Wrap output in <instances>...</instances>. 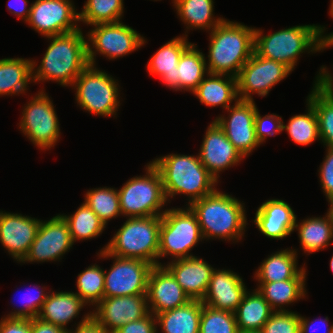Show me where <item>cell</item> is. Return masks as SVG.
Segmentation results:
<instances>
[{"instance_id": "cell-1", "label": "cell", "mask_w": 333, "mask_h": 333, "mask_svg": "<svg viewBox=\"0 0 333 333\" xmlns=\"http://www.w3.org/2000/svg\"><path fill=\"white\" fill-rule=\"evenodd\" d=\"M46 38L51 41L39 66L32 59L33 83L54 81L62 87H72L76 78L89 65L87 41L82 28Z\"/></svg>"}, {"instance_id": "cell-2", "label": "cell", "mask_w": 333, "mask_h": 333, "mask_svg": "<svg viewBox=\"0 0 333 333\" xmlns=\"http://www.w3.org/2000/svg\"><path fill=\"white\" fill-rule=\"evenodd\" d=\"M188 206L197 216L204 240L242 241L249 224L243 201L217 188Z\"/></svg>"}, {"instance_id": "cell-3", "label": "cell", "mask_w": 333, "mask_h": 333, "mask_svg": "<svg viewBox=\"0 0 333 333\" xmlns=\"http://www.w3.org/2000/svg\"><path fill=\"white\" fill-rule=\"evenodd\" d=\"M151 162L160 173L168 202L183 194L189 198L185 205L188 206L217 189L218 181L201 163L198 154L172 153L154 158Z\"/></svg>"}, {"instance_id": "cell-4", "label": "cell", "mask_w": 333, "mask_h": 333, "mask_svg": "<svg viewBox=\"0 0 333 333\" xmlns=\"http://www.w3.org/2000/svg\"><path fill=\"white\" fill-rule=\"evenodd\" d=\"M255 27L226 18L209 32L208 73L237 77L254 53Z\"/></svg>"}, {"instance_id": "cell-5", "label": "cell", "mask_w": 333, "mask_h": 333, "mask_svg": "<svg viewBox=\"0 0 333 333\" xmlns=\"http://www.w3.org/2000/svg\"><path fill=\"white\" fill-rule=\"evenodd\" d=\"M255 28L254 52L262 57L280 62L294 71L302 53H317L328 49L322 40L319 24L296 25L267 35Z\"/></svg>"}, {"instance_id": "cell-6", "label": "cell", "mask_w": 333, "mask_h": 333, "mask_svg": "<svg viewBox=\"0 0 333 333\" xmlns=\"http://www.w3.org/2000/svg\"><path fill=\"white\" fill-rule=\"evenodd\" d=\"M161 216L129 217L114 233L106 250L121 258L139 259L158 265Z\"/></svg>"}, {"instance_id": "cell-7", "label": "cell", "mask_w": 333, "mask_h": 333, "mask_svg": "<svg viewBox=\"0 0 333 333\" xmlns=\"http://www.w3.org/2000/svg\"><path fill=\"white\" fill-rule=\"evenodd\" d=\"M204 241L196 214L189 206L167 208L161 215L159 231L158 265L161 258L171 261L193 257L192 249ZM170 256V257H168Z\"/></svg>"}, {"instance_id": "cell-8", "label": "cell", "mask_w": 333, "mask_h": 333, "mask_svg": "<svg viewBox=\"0 0 333 333\" xmlns=\"http://www.w3.org/2000/svg\"><path fill=\"white\" fill-rule=\"evenodd\" d=\"M145 174L134 176L118 190L123 217L161 216L168 205L160 173L150 161Z\"/></svg>"}, {"instance_id": "cell-9", "label": "cell", "mask_w": 333, "mask_h": 333, "mask_svg": "<svg viewBox=\"0 0 333 333\" xmlns=\"http://www.w3.org/2000/svg\"><path fill=\"white\" fill-rule=\"evenodd\" d=\"M117 81L107 71L88 65L71 87L75 90L77 105L92 115L117 117L121 105V88Z\"/></svg>"}, {"instance_id": "cell-10", "label": "cell", "mask_w": 333, "mask_h": 333, "mask_svg": "<svg viewBox=\"0 0 333 333\" xmlns=\"http://www.w3.org/2000/svg\"><path fill=\"white\" fill-rule=\"evenodd\" d=\"M43 89L22 107L18 128L34 146L46 151L60 140L61 129L53 100Z\"/></svg>"}, {"instance_id": "cell-11", "label": "cell", "mask_w": 333, "mask_h": 333, "mask_svg": "<svg viewBox=\"0 0 333 333\" xmlns=\"http://www.w3.org/2000/svg\"><path fill=\"white\" fill-rule=\"evenodd\" d=\"M91 27L93 28L85 35L89 65L96 66L97 55L109 60L123 58L140 50L147 43L143 35L122 21L101 23Z\"/></svg>"}, {"instance_id": "cell-12", "label": "cell", "mask_w": 333, "mask_h": 333, "mask_svg": "<svg viewBox=\"0 0 333 333\" xmlns=\"http://www.w3.org/2000/svg\"><path fill=\"white\" fill-rule=\"evenodd\" d=\"M98 259H112L109 270H104V297H122L146 294L149 274L153 264L109 254L106 250L97 253Z\"/></svg>"}, {"instance_id": "cell-13", "label": "cell", "mask_w": 333, "mask_h": 333, "mask_svg": "<svg viewBox=\"0 0 333 333\" xmlns=\"http://www.w3.org/2000/svg\"><path fill=\"white\" fill-rule=\"evenodd\" d=\"M291 72L288 66L262 58L254 52L236 77L239 100L254 101V94L260 97L267 96L271 89Z\"/></svg>"}, {"instance_id": "cell-14", "label": "cell", "mask_w": 333, "mask_h": 333, "mask_svg": "<svg viewBox=\"0 0 333 333\" xmlns=\"http://www.w3.org/2000/svg\"><path fill=\"white\" fill-rule=\"evenodd\" d=\"M25 23L44 38L80 29L72 0H35Z\"/></svg>"}, {"instance_id": "cell-15", "label": "cell", "mask_w": 333, "mask_h": 333, "mask_svg": "<svg viewBox=\"0 0 333 333\" xmlns=\"http://www.w3.org/2000/svg\"><path fill=\"white\" fill-rule=\"evenodd\" d=\"M73 245L67 222L57 214L41 221L28 254L20 263L60 261Z\"/></svg>"}, {"instance_id": "cell-16", "label": "cell", "mask_w": 333, "mask_h": 333, "mask_svg": "<svg viewBox=\"0 0 333 333\" xmlns=\"http://www.w3.org/2000/svg\"><path fill=\"white\" fill-rule=\"evenodd\" d=\"M256 110L255 101L238 100L226 110L227 117L220 114L214 119L244 158L261 145L255 132Z\"/></svg>"}, {"instance_id": "cell-17", "label": "cell", "mask_w": 333, "mask_h": 333, "mask_svg": "<svg viewBox=\"0 0 333 333\" xmlns=\"http://www.w3.org/2000/svg\"><path fill=\"white\" fill-rule=\"evenodd\" d=\"M149 313L146 294L104 297L91 311V315L109 333H114L123 325L137 321Z\"/></svg>"}, {"instance_id": "cell-18", "label": "cell", "mask_w": 333, "mask_h": 333, "mask_svg": "<svg viewBox=\"0 0 333 333\" xmlns=\"http://www.w3.org/2000/svg\"><path fill=\"white\" fill-rule=\"evenodd\" d=\"M198 156L201 163L218 183L221 182L219 181L221 172L237 166L245 159L228 140L215 120L207 126Z\"/></svg>"}, {"instance_id": "cell-19", "label": "cell", "mask_w": 333, "mask_h": 333, "mask_svg": "<svg viewBox=\"0 0 333 333\" xmlns=\"http://www.w3.org/2000/svg\"><path fill=\"white\" fill-rule=\"evenodd\" d=\"M41 221L21 213L0 211V244L17 263L28 254Z\"/></svg>"}, {"instance_id": "cell-20", "label": "cell", "mask_w": 333, "mask_h": 333, "mask_svg": "<svg viewBox=\"0 0 333 333\" xmlns=\"http://www.w3.org/2000/svg\"><path fill=\"white\" fill-rule=\"evenodd\" d=\"M149 311L155 316L167 310L186 305L190 298L165 266H154L147 285Z\"/></svg>"}, {"instance_id": "cell-21", "label": "cell", "mask_w": 333, "mask_h": 333, "mask_svg": "<svg viewBox=\"0 0 333 333\" xmlns=\"http://www.w3.org/2000/svg\"><path fill=\"white\" fill-rule=\"evenodd\" d=\"M243 278L231 269H214L202 303L217 310L235 313L248 290Z\"/></svg>"}, {"instance_id": "cell-22", "label": "cell", "mask_w": 333, "mask_h": 333, "mask_svg": "<svg viewBox=\"0 0 333 333\" xmlns=\"http://www.w3.org/2000/svg\"><path fill=\"white\" fill-rule=\"evenodd\" d=\"M177 280L190 300L202 301L214 267L199 256L177 259L164 265Z\"/></svg>"}, {"instance_id": "cell-23", "label": "cell", "mask_w": 333, "mask_h": 333, "mask_svg": "<svg viewBox=\"0 0 333 333\" xmlns=\"http://www.w3.org/2000/svg\"><path fill=\"white\" fill-rule=\"evenodd\" d=\"M297 215L282 199H268L258 207L252 220L257 229L270 239H284L294 232Z\"/></svg>"}, {"instance_id": "cell-24", "label": "cell", "mask_w": 333, "mask_h": 333, "mask_svg": "<svg viewBox=\"0 0 333 333\" xmlns=\"http://www.w3.org/2000/svg\"><path fill=\"white\" fill-rule=\"evenodd\" d=\"M192 44L188 38L176 36L163 44L148 60L146 70L149 75L158 76L160 81L174 91H180L177 78L178 63L182 53Z\"/></svg>"}, {"instance_id": "cell-25", "label": "cell", "mask_w": 333, "mask_h": 333, "mask_svg": "<svg viewBox=\"0 0 333 333\" xmlns=\"http://www.w3.org/2000/svg\"><path fill=\"white\" fill-rule=\"evenodd\" d=\"M328 68L321 66L315 76L307 100L313 105L318 119L320 143L333 148V88L326 82Z\"/></svg>"}, {"instance_id": "cell-26", "label": "cell", "mask_w": 333, "mask_h": 333, "mask_svg": "<svg viewBox=\"0 0 333 333\" xmlns=\"http://www.w3.org/2000/svg\"><path fill=\"white\" fill-rule=\"evenodd\" d=\"M298 249L286 248L268 255L254 273L257 282L307 279L305 263L298 267Z\"/></svg>"}, {"instance_id": "cell-27", "label": "cell", "mask_w": 333, "mask_h": 333, "mask_svg": "<svg viewBox=\"0 0 333 333\" xmlns=\"http://www.w3.org/2000/svg\"><path fill=\"white\" fill-rule=\"evenodd\" d=\"M88 306L75 292L49 291L37 318L63 327L68 331L67 324L79 318L82 309Z\"/></svg>"}, {"instance_id": "cell-28", "label": "cell", "mask_w": 333, "mask_h": 333, "mask_svg": "<svg viewBox=\"0 0 333 333\" xmlns=\"http://www.w3.org/2000/svg\"><path fill=\"white\" fill-rule=\"evenodd\" d=\"M192 94L205 106H220L227 110L239 100L237 79L229 75L208 73Z\"/></svg>"}, {"instance_id": "cell-29", "label": "cell", "mask_w": 333, "mask_h": 333, "mask_svg": "<svg viewBox=\"0 0 333 333\" xmlns=\"http://www.w3.org/2000/svg\"><path fill=\"white\" fill-rule=\"evenodd\" d=\"M298 231L299 243L304 254L310 255L333 244V214L328 209L323 217L296 219L294 231Z\"/></svg>"}, {"instance_id": "cell-30", "label": "cell", "mask_w": 333, "mask_h": 333, "mask_svg": "<svg viewBox=\"0 0 333 333\" xmlns=\"http://www.w3.org/2000/svg\"><path fill=\"white\" fill-rule=\"evenodd\" d=\"M172 3L177 16L186 26L183 36L187 38L189 30L203 29L209 33L225 19L214 16V0H172Z\"/></svg>"}, {"instance_id": "cell-31", "label": "cell", "mask_w": 333, "mask_h": 333, "mask_svg": "<svg viewBox=\"0 0 333 333\" xmlns=\"http://www.w3.org/2000/svg\"><path fill=\"white\" fill-rule=\"evenodd\" d=\"M32 66L29 58L0 59V97L28 93V85L33 83Z\"/></svg>"}, {"instance_id": "cell-32", "label": "cell", "mask_w": 333, "mask_h": 333, "mask_svg": "<svg viewBox=\"0 0 333 333\" xmlns=\"http://www.w3.org/2000/svg\"><path fill=\"white\" fill-rule=\"evenodd\" d=\"M202 302L191 300L186 305L156 315L161 333H199Z\"/></svg>"}, {"instance_id": "cell-33", "label": "cell", "mask_w": 333, "mask_h": 333, "mask_svg": "<svg viewBox=\"0 0 333 333\" xmlns=\"http://www.w3.org/2000/svg\"><path fill=\"white\" fill-rule=\"evenodd\" d=\"M251 291H246L235 311L239 332L261 330L274 312L257 288Z\"/></svg>"}, {"instance_id": "cell-34", "label": "cell", "mask_w": 333, "mask_h": 333, "mask_svg": "<svg viewBox=\"0 0 333 333\" xmlns=\"http://www.w3.org/2000/svg\"><path fill=\"white\" fill-rule=\"evenodd\" d=\"M257 290L274 311H286L291 303L306 298V279H287L278 282H258ZM285 305V306H284Z\"/></svg>"}, {"instance_id": "cell-35", "label": "cell", "mask_w": 333, "mask_h": 333, "mask_svg": "<svg viewBox=\"0 0 333 333\" xmlns=\"http://www.w3.org/2000/svg\"><path fill=\"white\" fill-rule=\"evenodd\" d=\"M206 56L192 43L181 55L178 63L177 78L180 91L193 92L208 74Z\"/></svg>"}, {"instance_id": "cell-36", "label": "cell", "mask_w": 333, "mask_h": 333, "mask_svg": "<svg viewBox=\"0 0 333 333\" xmlns=\"http://www.w3.org/2000/svg\"><path fill=\"white\" fill-rule=\"evenodd\" d=\"M60 215L69 226L73 243L96 238L106 228V225L84 202H82L73 214L66 215L60 213Z\"/></svg>"}, {"instance_id": "cell-37", "label": "cell", "mask_w": 333, "mask_h": 333, "mask_svg": "<svg viewBox=\"0 0 333 333\" xmlns=\"http://www.w3.org/2000/svg\"><path fill=\"white\" fill-rule=\"evenodd\" d=\"M306 113L290 117L288 123L283 122L282 131L288 133L289 138L298 145L307 146L321 141L318 119L313 105L306 99Z\"/></svg>"}, {"instance_id": "cell-38", "label": "cell", "mask_w": 333, "mask_h": 333, "mask_svg": "<svg viewBox=\"0 0 333 333\" xmlns=\"http://www.w3.org/2000/svg\"><path fill=\"white\" fill-rule=\"evenodd\" d=\"M124 0H86L79 12V23L93 26L122 21Z\"/></svg>"}, {"instance_id": "cell-39", "label": "cell", "mask_w": 333, "mask_h": 333, "mask_svg": "<svg viewBox=\"0 0 333 333\" xmlns=\"http://www.w3.org/2000/svg\"><path fill=\"white\" fill-rule=\"evenodd\" d=\"M84 203L90 207L107 226L114 218L122 216L117 188L99 187L87 190Z\"/></svg>"}, {"instance_id": "cell-40", "label": "cell", "mask_w": 333, "mask_h": 333, "mask_svg": "<svg viewBox=\"0 0 333 333\" xmlns=\"http://www.w3.org/2000/svg\"><path fill=\"white\" fill-rule=\"evenodd\" d=\"M104 269L98 264L89 265L78 274L75 292L88 306L95 307L104 298Z\"/></svg>"}, {"instance_id": "cell-41", "label": "cell", "mask_w": 333, "mask_h": 333, "mask_svg": "<svg viewBox=\"0 0 333 333\" xmlns=\"http://www.w3.org/2000/svg\"><path fill=\"white\" fill-rule=\"evenodd\" d=\"M199 333H239L235 313L213 309L202 303Z\"/></svg>"}, {"instance_id": "cell-42", "label": "cell", "mask_w": 333, "mask_h": 333, "mask_svg": "<svg viewBox=\"0 0 333 333\" xmlns=\"http://www.w3.org/2000/svg\"><path fill=\"white\" fill-rule=\"evenodd\" d=\"M31 290L24 294L22 297V307L13 308L14 310L7 313V315L3 317L7 318H26V319H33L36 318L42 308L43 303L45 302L49 291L47 287H41L37 284L33 285ZM30 289V288H29ZM25 291V290H24ZM48 291V292H47ZM19 297V296H18ZM20 302V301H19Z\"/></svg>"}, {"instance_id": "cell-43", "label": "cell", "mask_w": 333, "mask_h": 333, "mask_svg": "<svg viewBox=\"0 0 333 333\" xmlns=\"http://www.w3.org/2000/svg\"><path fill=\"white\" fill-rule=\"evenodd\" d=\"M300 314L296 311H274L263 325L262 333H299Z\"/></svg>"}, {"instance_id": "cell-44", "label": "cell", "mask_w": 333, "mask_h": 333, "mask_svg": "<svg viewBox=\"0 0 333 333\" xmlns=\"http://www.w3.org/2000/svg\"><path fill=\"white\" fill-rule=\"evenodd\" d=\"M283 119L277 114L261 115L258 108L255 115V132L259 143L262 145L268 137L276 136L282 132Z\"/></svg>"}, {"instance_id": "cell-45", "label": "cell", "mask_w": 333, "mask_h": 333, "mask_svg": "<svg viewBox=\"0 0 333 333\" xmlns=\"http://www.w3.org/2000/svg\"><path fill=\"white\" fill-rule=\"evenodd\" d=\"M325 154L319 166L318 175L321 189L330 205L333 203V148L326 147Z\"/></svg>"}, {"instance_id": "cell-46", "label": "cell", "mask_w": 333, "mask_h": 333, "mask_svg": "<svg viewBox=\"0 0 333 333\" xmlns=\"http://www.w3.org/2000/svg\"><path fill=\"white\" fill-rule=\"evenodd\" d=\"M157 320L153 313L133 322L123 325L114 333H157Z\"/></svg>"}, {"instance_id": "cell-47", "label": "cell", "mask_w": 333, "mask_h": 333, "mask_svg": "<svg viewBox=\"0 0 333 333\" xmlns=\"http://www.w3.org/2000/svg\"><path fill=\"white\" fill-rule=\"evenodd\" d=\"M318 320V321H317ZM321 324V325H318ZM323 327V329H322ZM333 333V324H329V318H318L310 320L309 317H304L300 314V330L299 333Z\"/></svg>"}, {"instance_id": "cell-48", "label": "cell", "mask_w": 333, "mask_h": 333, "mask_svg": "<svg viewBox=\"0 0 333 333\" xmlns=\"http://www.w3.org/2000/svg\"><path fill=\"white\" fill-rule=\"evenodd\" d=\"M72 329H68L67 333H109L106 329L91 315V310L85 313L81 321L75 323Z\"/></svg>"}, {"instance_id": "cell-49", "label": "cell", "mask_w": 333, "mask_h": 333, "mask_svg": "<svg viewBox=\"0 0 333 333\" xmlns=\"http://www.w3.org/2000/svg\"><path fill=\"white\" fill-rule=\"evenodd\" d=\"M0 333H31V319L1 317Z\"/></svg>"}, {"instance_id": "cell-50", "label": "cell", "mask_w": 333, "mask_h": 333, "mask_svg": "<svg viewBox=\"0 0 333 333\" xmlns=\"http://www.w3.org/2000/svg\"><path fill=\"white\" fill-rule=\"evenodd\" d=\"M28 0H9L7 4V10L17 16L18 19H22L26 22L30 15L31 4L29 7ZM28 5V6H27Z\"/></svg>"}, {"instance_id": "cell-51", "label": "cell", "mask_w": 333, "mask_h": 333, "mask_svg": "<svg viewBox=\"0 0 333 333\" xmlns=\"http://www.w3.org/2000/svg\"><path fill=\"white\" fill-rule=\"evenodd\" d=\"M31 333H67V331L63 327L45 322L36 317L31 319Z\"/></svg>"}, {"instance_id": "cell-52", "label": "cell", "mask_w": 333, "mask_h": 333, "mask_svg": "<svg viewBox=\"0 0 333 333\" xmlns=\"http://www.w3.org/2000/svg\"><path fill=\"white\" fill-rule=\"evenodd\" d=\"M329 16L333 18V0L330 2ZM326 29L327 28L325 26H322V40L324 45L329 49L330 45L333 43V32L326 34Z\"/></svg>"}, {"instance_id": "cell-53", "label": "cell", "mask_w": 333, "mask_h": 333, "mask_svg": "<svg viewBox=\"0 0 333 333\" xmlns=\"http://www.w3.org/2000/svg\"><path fill=\"white\" fill-rule=\"evenodd\" d=\"M333 74L330 73V71L328 70L327 74H326V82L333 88Z\"/></svg>"}, {"instance_id": "cell-54", "label": "cell", "mask_w": 333, "mask_h": 333, "mask_svg": "<svg viewBox=\"0 0 333 333\" xmlns=\"http://www.w3.org/2000/svg\"><path fill=\"white\" fill-rule=\"evenodd\" d=\"M239 333H262L261 330H251V331H243V332H239Z\"/></svg>"}, {"instance_id": "cell-55", "label": "cell", "mask_w": 333, "mask_h": 333, "mask_svg": "<svg viewBox=\"0 0 333 333\" xmlns=\"http://www.w3.org/2000/svg\"><path fill=\"white\" fill-rule=\"evenodd\" d=\"M329 266H330V270L333 273V254H332V257L330 258V264H329Z\"/></svg>"}, {"instance_id": "cell-56", "label": "cell", "mask_w": 333, "mask_h": 333, "mask_svg": "<svg viewBox=\"0 0 333 333\" xmlns=\"http://www.w3.org/2000/svg\"><path fill=\"white\" fill-rule=\"evenodd\" d=\"M328 209H329V210L331 211V213L333 214V203L329 205V208H328Z\"/></svg>"}]
</instances>
